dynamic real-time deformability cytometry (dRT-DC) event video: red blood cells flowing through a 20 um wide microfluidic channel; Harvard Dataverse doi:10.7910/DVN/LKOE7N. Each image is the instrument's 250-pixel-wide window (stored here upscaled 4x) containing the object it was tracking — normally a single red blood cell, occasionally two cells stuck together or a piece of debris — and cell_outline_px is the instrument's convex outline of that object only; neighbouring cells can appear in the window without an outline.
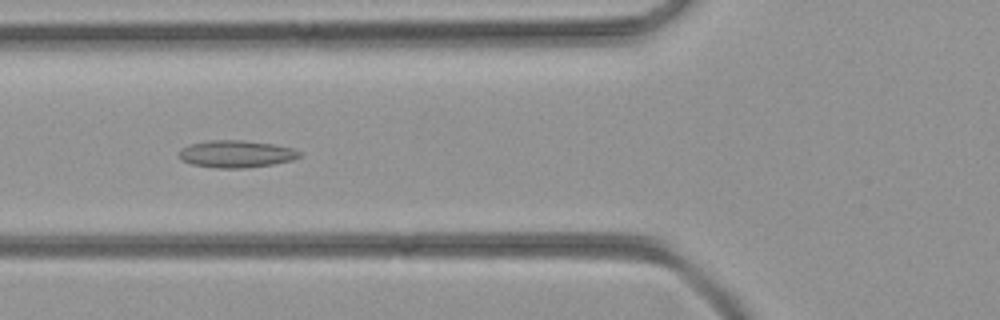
{"species": "common noctule bat (a hibernating species)", "species_latin": "Nyctalus noctula", "temperature_condition": "room temperature", "stored_images_in_passage": 46, "camera_frame_rate_fps": 3000, "um_per_image_px": 0.085, "animal": {"sex": "female", "body_mass_g": 21.9}, "frame": {"image": 1, "passage_image": 15, "time_ms": 4.667, "image_size_px": [1000, 320], "cell_outline_px": [[300, 156], [292, 160], [272, 164], [244, 168], [216, 168], [192, 164], [180, 160], [180, 148], [188, 144], [208, 140], [240, 140], [272, 144], [292, 148], [300, 152]], "centroid_in_image_um": [20.03, 13.08], "position_along_channel_um": 105.8, "area_um2": 19.02}}
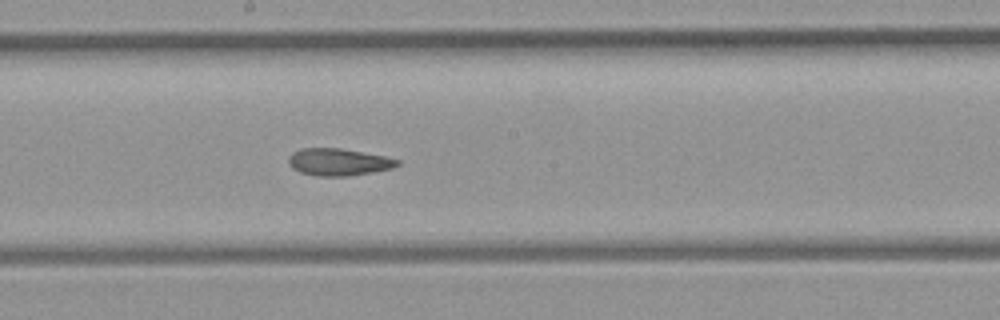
{"frame": {"image": 2, "passage_image": 23, "time_ms": 7.333, "image_size_px": [1000, 320], "cell_outline_px": [[400, 164], [392, 168], [372, 172], [348, 176], [316, 176], [300, 172], [292, 168], [288, 164], [288, 156], [292, 152], [300, 148], [340, 148], [384, 156], [400, 160]], "centroid_in_image_um": [28.73, 13.77], "position_along_channel_um": 219.5, "area_um2": 17.28}}
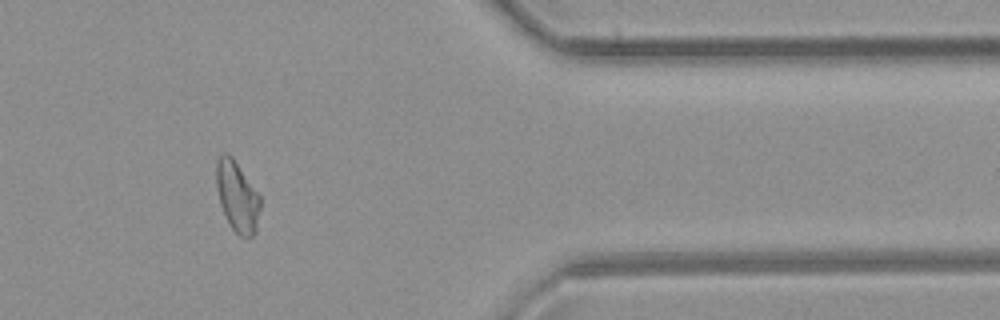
{"frame": {"image": 3, "passage_image": 37, "time_ms": 12.0, "image_size_px": [1000, 320], "cell_outline_px": [[260, 208], [256, 232], [252, 236], [240, 236], [232, 228], [220, 204], [216, 188], [216, 160], [224, 152], [228, 152], [232, 156], [260, 196]], "centroid_in_image_um": [20.15, 16.67], "position_along_channel_um": 391.2, "area_um2": 17.92}}